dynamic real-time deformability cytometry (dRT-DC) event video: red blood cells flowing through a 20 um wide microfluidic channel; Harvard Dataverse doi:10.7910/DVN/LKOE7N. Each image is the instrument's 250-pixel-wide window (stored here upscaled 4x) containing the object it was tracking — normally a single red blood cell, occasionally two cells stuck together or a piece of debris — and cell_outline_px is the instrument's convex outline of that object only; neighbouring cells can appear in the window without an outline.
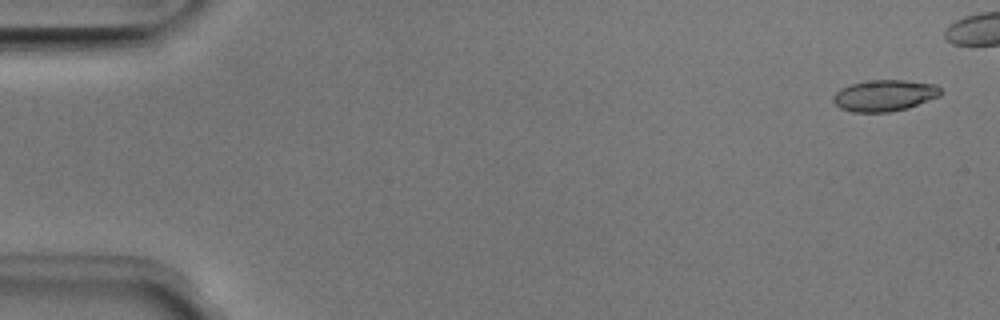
{"species": "Egyptian fruit bat (a non-hibernating species)", "species_latin": "Rousettus aegyptiacus", "temperature_condition": "room temperature", "stored_images_in_passage": 42, "camera_frame_rate_fps": 3000, "um_per_image_px": 0.085, "animal": {"sex": "male"}, "frame": {"image": 1, "passage_image": 2, "time_ms": 0.333, "image_size_px": [1000, 320], "cell_outline_px": [[940, 96], [908, 108], [888, 112], [852, 112], [840, 108], [832, 100], [832, 96], [840, 88], [852, 84], [872, 80], [904, 80], [936, 84], [940, 88]], "centroid_in_image_um": [75.17, 8.12], "position_along_channel_um": 9.8, "area_um2": 19.59}}
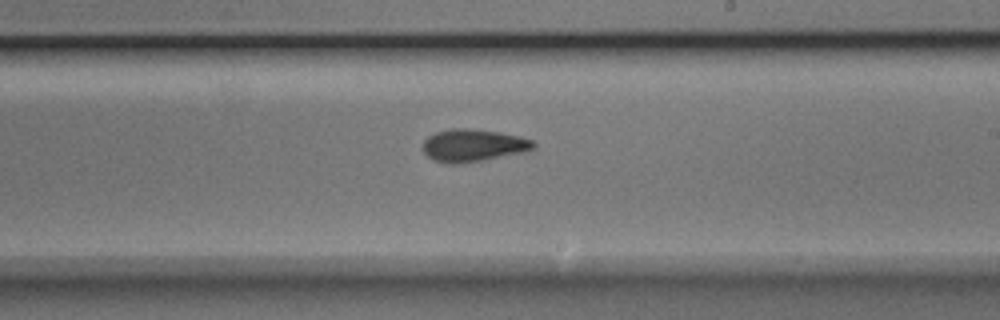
{"frame": {"image": 2, "passage_image": 30, "time_ms": 9.667, "image_size_px": [1000, 320], "cell_outline_px": [[536, 144], [532, 148], [524, 152], [480, 160], [456, 164], [452, 164], [432, 160], [424, 152], [424, 140], [428, 136], [436, 132], [452, 128], [468, 128], [500, 132], [520, 136], [532, 140]], "centroid_in_image_um": [40.2, 12.34], "position_along_channel_um": 248.8, "area_um2": 20.69}}
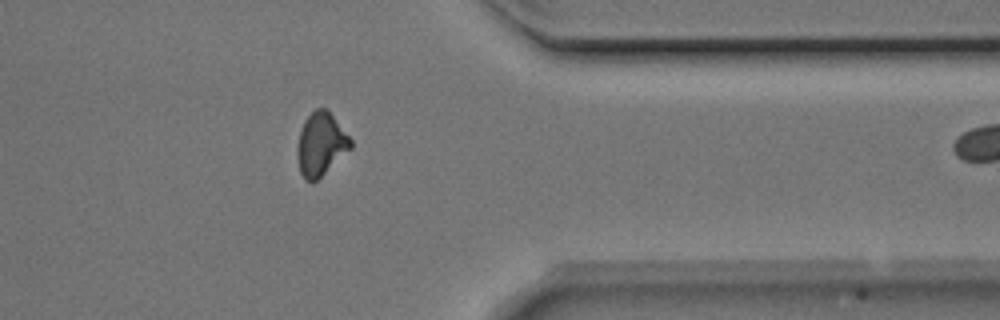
{"frame": {"image": 3, "passage_image": 41, "time_ms": 13.333, "image_size_px": [1000, 320], "cell_outline_px": [[352, 148], [312, 184], [304, 180], [300, 172], [296, 152], [300, 132], [304, 120], [316, 108], [324, 108], [332, 116], [352, 140]], "centroid_in_image_um": [27.25, 12.3], "position_along_channel_um": 384.1, "area_um2": 19.42}}